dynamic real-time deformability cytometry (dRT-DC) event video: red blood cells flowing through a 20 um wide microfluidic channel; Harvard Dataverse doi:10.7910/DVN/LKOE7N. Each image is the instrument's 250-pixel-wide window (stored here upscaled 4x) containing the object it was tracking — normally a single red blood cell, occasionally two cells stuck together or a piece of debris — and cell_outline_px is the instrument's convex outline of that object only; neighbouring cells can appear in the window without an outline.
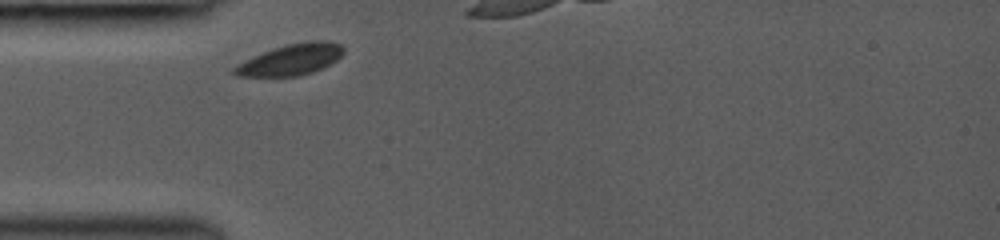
{"species": "common noctule bat (a hibernating species)", "species_latin": "Nyctalus noctula", "temperature_condition": "room temperature", "stored_images_in_passage": 23, "camera_frame_rate_fps": 3000, "um_per_image_px": 0.085, "animal": {"sex": "female", "body_mass_g": 19.0, "forearm_length_mm": 53.3}, "frame": {"image": 1, "passage_image": 1, "time_ms": 0.0, "image_size_px": [1000, 240], "cell_outline_px": [[344, 52], [336, 60], [324, 68], [300, 76], [236, 76], [232, 72], [232, 68], [244, 60], [272, 48], [288, 44], [308, 40], [328, 40], [340, 44], [344, 48]], "centroid_in_image_um": [24.74, 5.06], "position_along_channel_um": 60.3, "area_um2": 19.94}}
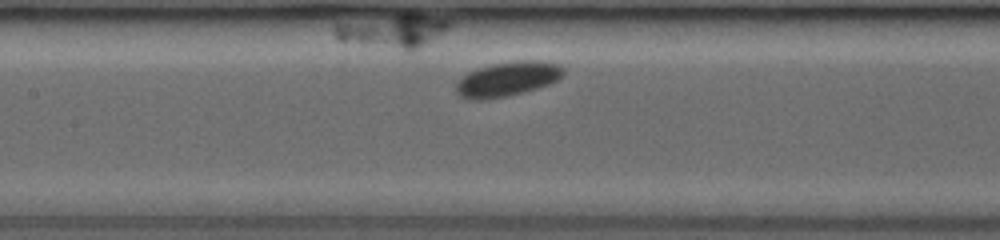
{"frame": {"image": 2, "passage_image": 9, "time_ms": 2.667, "image_size_px": [1000, 240], "cell_outline_px": [[564, 76], [548, 84], [536, 88], [504, 96], [484, 100], [468, 100], [460, 96], [456, 92], [456, 80], [460, 76], [476, 68], [492, 64], [520, 60], [540, 60], [560, 64], [564, 68]], "centroid_in_image_um": [43.1, 6.7], "position_along_channel_um": 164.3, "area_um2": 21.79}}
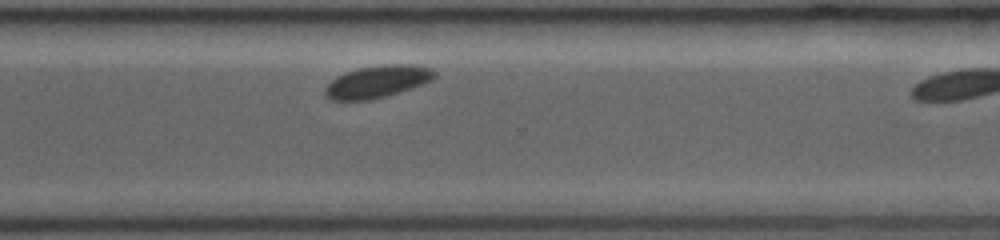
{"frame": {"image": 3, "passage_image": 22, "time_ms": 7.0, "image_size_px": [1000, 240], "cell_outline_px": [[436, 76], [432, 80], [384, 96], [368, 100], [328, 100], [324, 96], [324, 88], [336, 76], [344, 72], [360, 68], [384, 64], [412, 64], [432, 68], [436, 72]], "centroid_in_image_um": [32.03, 6.92], "position_along_channel_um": 338.6, "area_um2": 20.4}}